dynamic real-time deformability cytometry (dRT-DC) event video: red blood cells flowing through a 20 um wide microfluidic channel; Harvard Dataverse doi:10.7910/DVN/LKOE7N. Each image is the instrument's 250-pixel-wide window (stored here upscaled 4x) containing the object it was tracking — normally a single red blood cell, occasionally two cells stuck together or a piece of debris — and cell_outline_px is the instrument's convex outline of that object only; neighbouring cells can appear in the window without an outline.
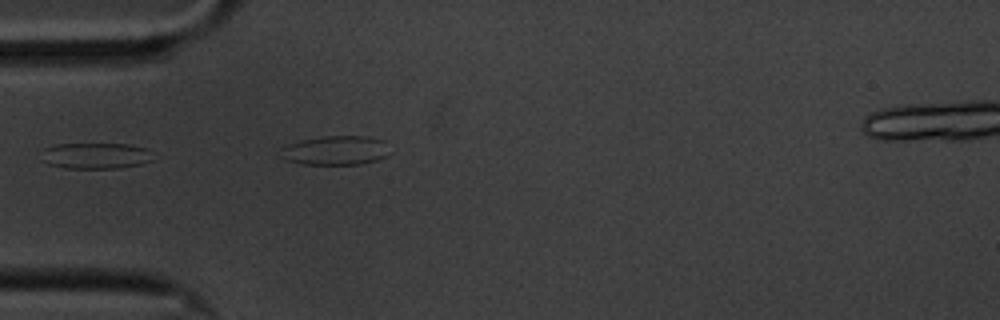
{"species": "common noctule bat (a hibernating species)", "species_latin": "Nyctalus noctula", "temperature_condition": "cold", "stored_images_in_passage": 3, "camera_frame_rate_fps": 3000, "um_per_image_px": 0.085, "animal": {"sex": "male", "body_mass_g": 20.1, "forearm_length_mm": 53.5}, "frame": {"image": 1, "passage_image": 1, "time_ms": 0.0, "image_size_px": [1000, 320], "cell_outline_px": [[152, 160], [140, 164], [120, 168], [64, 168], [48, 164], [40, 160], [44, 148], [56, 144], [128, 144], [144, 148]], "centroid_in_image_um": [8.03, 13.24], "position_along_channel_um": 77.0, "area_um2": 16.76}}